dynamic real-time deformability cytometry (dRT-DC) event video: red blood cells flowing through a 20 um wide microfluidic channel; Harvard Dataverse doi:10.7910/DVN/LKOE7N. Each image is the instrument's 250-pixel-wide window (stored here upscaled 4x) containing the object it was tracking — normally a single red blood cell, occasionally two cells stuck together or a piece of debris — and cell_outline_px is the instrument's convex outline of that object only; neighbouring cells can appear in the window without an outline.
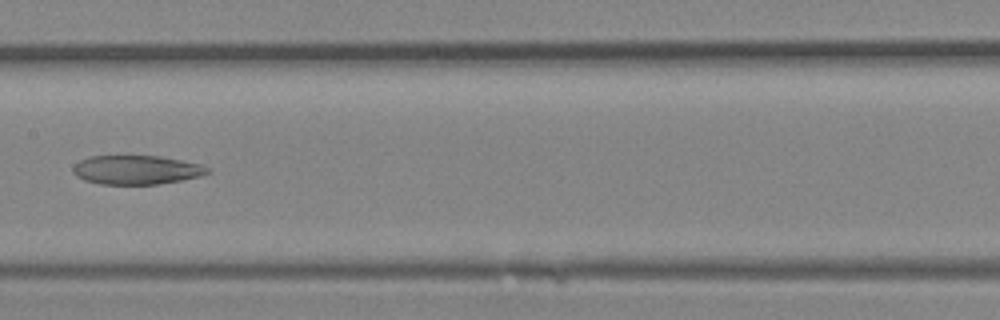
{"species": "Egyptian fruit bat (a non-hibernating species)", "species_latin": "Rousettus aegyptiacus", "temperature_condition": "room temperature", "stored_images_in_passage": 24, "camera_frame_rate_fps": 3000, "um_per_image_px": 0.085, "animal": {"sex": "female"}, "frame": {"image": 1, "passage_image": 10, "time_ms": 3.0, "image_size_px": [1000, 320], "cell_outline_px": [[212, 172], [200, 176], [160, 184], [100, 184], [84, 180], [76, 176], [72, 172], [72, 168], [80, 160], [88, 156], [160, 156], [204, 164]], "centroid_in_image_um": [11.61, 14.43], "position_along_channel_um": 195.8, "area_um2": 22.89}}
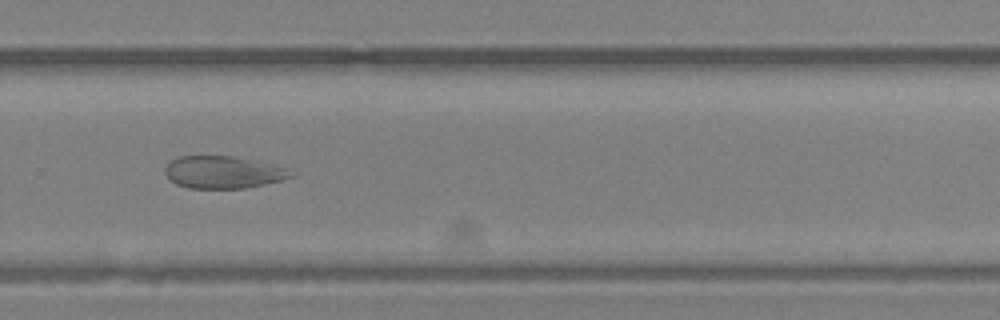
{"frame": {"image": 2, "passage_image": 15, "time_ms": 4.667, "image_size_px": [1000, 320], "cell_outline_px": [[292, 176], [280, 180], [264, 184], [244, 188], [188, 188], [176, 184], [168, 180], [164, 172], [164, 168], [172, 160], [180, 156], [232, 156], [256, 160], [288, 168]], "centroid_in_image_um": [18.92, 14.64], "position_along_channel_um": 310.9, "area_um2": 23.64}}
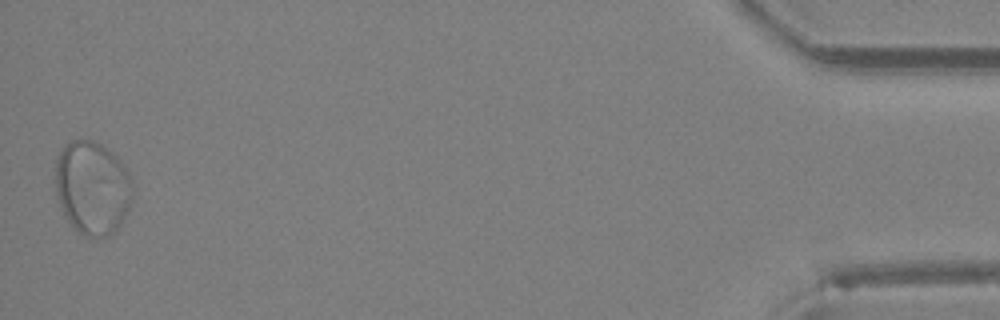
{"frame": {"image": 3, "passage_image": 24, "time_ms": 7.667, "image_size_px": [1000, 320], "cell_outline_px": [[132, 200], [124, 220], [108, 236], [84, 236], [72, 228], [64, 216], [60, 208], [56, 196], [52, 180], [56, 160], [64, 144], [72, 140], [92, 140], [100, 144], [112, 152], [120, 160], [128, 172], [132, 180]], "centroid_in_image_um": [7.8, 15.96], "position_along_channel_um": 427.4, "area_um2": 42.89}}